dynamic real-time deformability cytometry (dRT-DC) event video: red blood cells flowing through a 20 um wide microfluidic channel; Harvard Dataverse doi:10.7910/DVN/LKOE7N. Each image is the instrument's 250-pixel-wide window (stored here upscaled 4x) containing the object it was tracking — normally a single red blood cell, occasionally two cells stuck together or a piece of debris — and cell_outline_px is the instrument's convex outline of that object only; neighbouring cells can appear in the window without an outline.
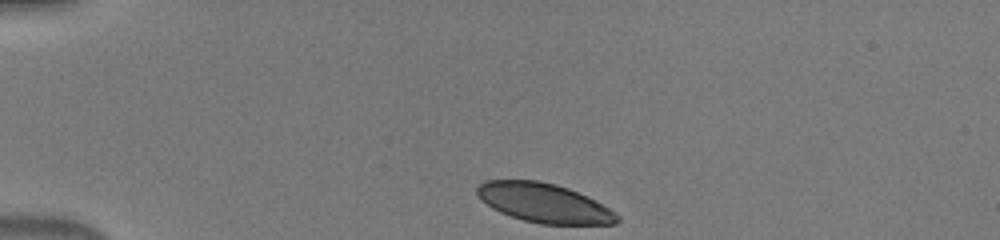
{"species": "human", "species_latin": "Homo sapiens", "temperature_condition": "warm", "stored_images_in_passage": 39, "camera_frame_rate_fps": 3000, "um_per_image_px": 0.085, "donor": {"sex": "male"}, "frame": {"image": 1, "passage_image": 1, "time_ms": 0.0, "image_size_px": [1000, 240], "cell_outline_px": [[620, 220], [616, 224], [540, 224], [524, 220], [500, 212], [492, 208], [480, 200], [476, 196], [476, 188], [484, 180], [540, 180], [556, 184], [568, 188], [588, 196], [616, 212], [620, 216]], "centroid_in_image_um": [46.24, 17.24], "position_along_channel_um": 38.8, "area_um2": 32.25}}
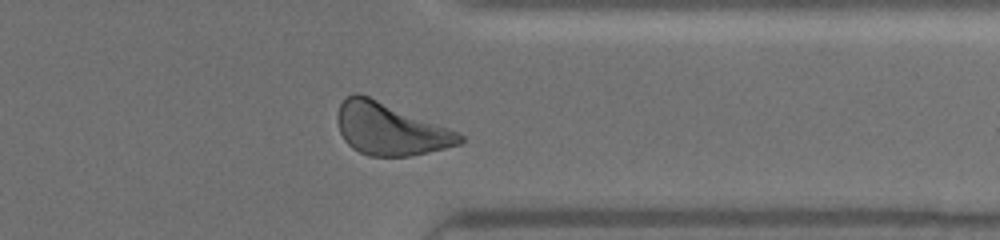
{"frame": {"image": 2, "passage_image": 30, "time_ms": 9.667, "image_size_px": [1000, 240], "cell_outline_px": [[464, 140], [460, 144], [412, 156], [368, 156], [352, 148], [344, 140], [340, 132], [336, 120], [336, 116], [340, 104], [352, 92], [360, 92], [460, 132], [464, 136]], "centroid_in_image_um": [33.15, 10.95], "position_along_channel_um": 378.2, "area_um2": 37.4}}
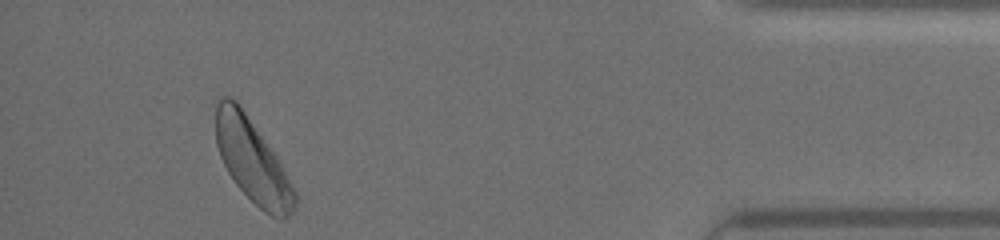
{"frame": {"image": 3, "passage_image": 36, "time_ms": 11.667, "image_size_px": [1000, 240], "cell_outline_px": [[296, 204], [292, 212], [288, 216], [280, 220], [264, 212], [236, 184], [228, 172], [220, 156], [216, 144], [216, 100], [220, 96], [228, 96], [236, 100], [240, 104], [276, 156], [296, 192]], "centroid_in_image_um": [21.43, 13.64], "position_along_channel_um": 413.8, "area_um2": 37.97}}